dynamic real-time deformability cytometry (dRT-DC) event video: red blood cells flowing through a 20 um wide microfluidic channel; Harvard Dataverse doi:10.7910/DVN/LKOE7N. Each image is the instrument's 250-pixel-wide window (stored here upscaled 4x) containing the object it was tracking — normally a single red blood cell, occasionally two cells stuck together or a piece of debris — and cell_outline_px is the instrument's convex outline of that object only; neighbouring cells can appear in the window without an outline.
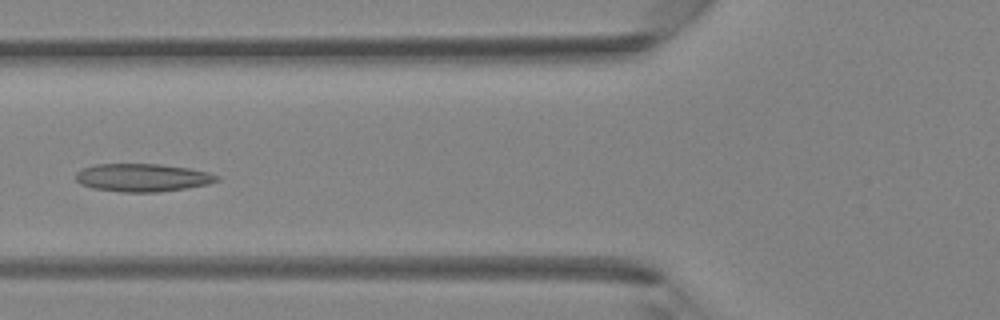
{"species": "Egyptian fruit bat (a non-hibernating species)", "species_latin": "Rousettus aegyptiacus", "temperature_condition": "room temperature", "stored_images_in_passage": 33, "camera_frame_rate_fps": 3000, "um_per_image_px": 0.085, "animal": {"sex": "female"}, "frame": {"image": 1, "passage_image": 12, "time_ms": 3.667, "image_size_px": [1000, 320], "cell_outline_px": [[220, 180], [208, 184], [184, 188], [156, 192], [120, 192], [92, 188], [80, 184], [76, 180], [76, 172], [84, 168], [96, 164], [160, 164], [188, 168], [208, 172], [220, 176]], "centroid_in_image_um": [12.11, 15.1], "position_along_channel_um": 113.7, "area_um2": 22.95}}
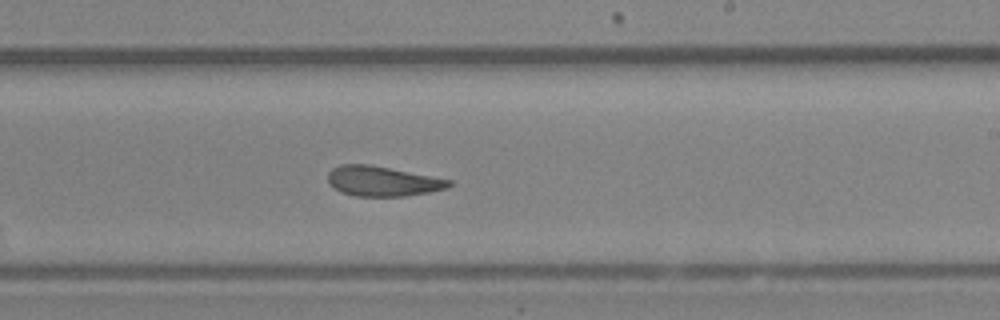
{"frame": {"image": 2, "passage_image": 21, "time_ms": 6.667, "image_size_px": [1000, 320], "cell_outline_px": [[452, 184], [448, 188], [428, 192], [404, 196], [356, 196], [340, 192], [332, 188], [328, 184], [328, 172], [332, 168], [340, 164], [368, 164], [452, 180]], "centroid_in_image_um": [32.46, 15.4], "position_along_channel_um": 256.5, "area_um2": 21.15}}
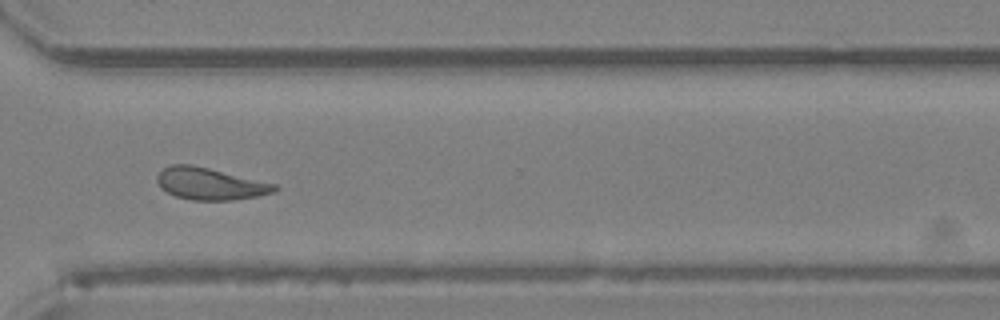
{"frame": {"image": 3, "passage_image": 27, "time_ms": 8.667, "image_size_px": [1000, 320], "cell_outline_px": [[280, 188], [272, 192], [256, 196], [232, 200], [192, 200], [176, 196], [160, 188], [156, 180], [156, 176], [164, 168], [172, 164], [192, 164], [280, 184]], "centroid_in_image_um": [17.89, 15.61], "position_along_channel_um": 352.7, "area_um2": 22.08}}